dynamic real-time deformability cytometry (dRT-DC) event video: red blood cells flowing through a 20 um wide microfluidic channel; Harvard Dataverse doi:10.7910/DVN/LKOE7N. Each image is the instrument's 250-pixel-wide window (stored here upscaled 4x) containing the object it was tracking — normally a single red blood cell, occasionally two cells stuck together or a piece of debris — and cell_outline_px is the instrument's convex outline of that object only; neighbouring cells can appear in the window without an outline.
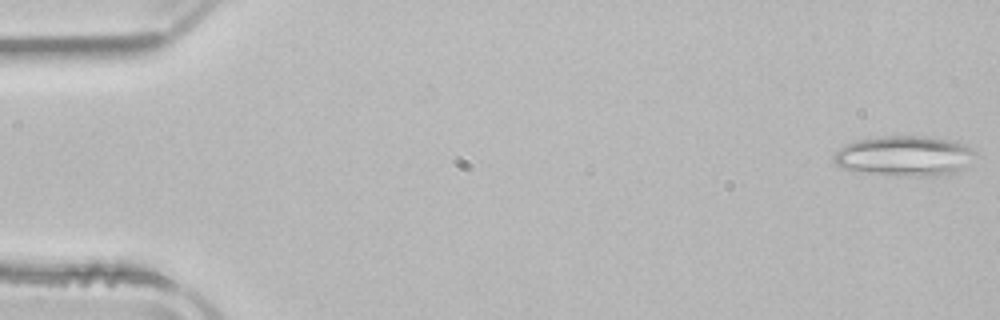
{"species": "common noctule bat (a hibernating species)", "species_latin": "Nyctalus noctula", "temperature_condition": "room temperature", "stored_images_in_passage": 51, "camera_frame_rate_fps": 3000, "um_per_image_px": 0.085, "animal": {"sex": "male", "body_mass_g": 21.5, "forearm_length_mm": 52.0}, "frame": {"image": 1, "passage_image": 1, "time_ms": 0.0, "image_size_px": [1000, 320], "cell_outline_px": [[976, 152], [968, 164], [960, 172], [936, 176], [916, 176], [856, 172], [844, 168], [836, 164], [832, 160], [832, 156], [844, 144], [856, 140], [884, 136], [928, 136], [956, 140], [972, 148]], "centroid_in_image_um": [76.9, 13.25], "position_along_channel_um": 8.1, "area_um2": 33.52}}
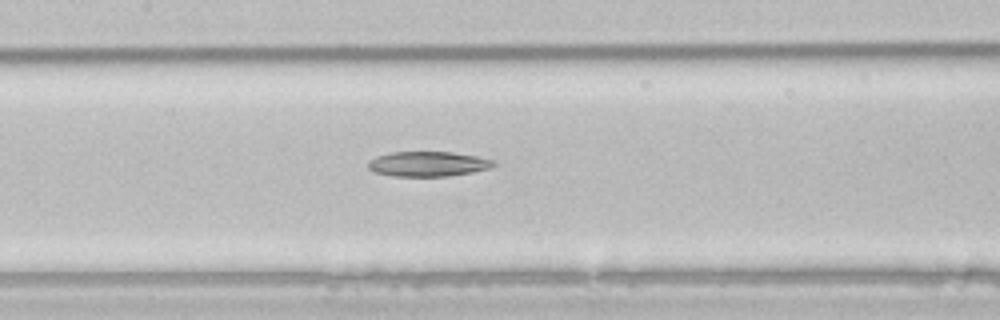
{"frame": {"image": 2, "passage_image": 24, "time_ms": 7.667, "image_size_px": [1000, 320], "cell_outline_px": [[496, 164], [488, 168], [472, 172], [444, 176], [392, 176], [372, 172], [368, 168], [368, 160], [376, 156], [392, 152], [452, 152], [476, 156], [496, 160]], "centroid_in_image_um": [36.34, 13.93], "position_along_channel_um": 171.1, "area_um2": 18.26}}
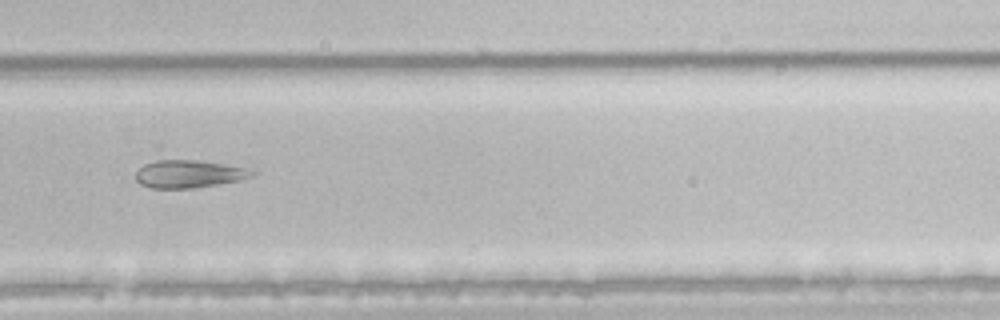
{"frame": {"image": 3, "passage_image": 35, "time_ms": 11.333, "image_size_px": [1000, 320], "cell_outline_px": [[256, 172], [252, 176], [244, 180], [196, 188], [152, 188], [140, 184], [136, 180], [136, 172], [144, 164], [156, 160], [200, 160], [252, 168]], "centroid_in_image_um": [16.13, 14.78], "position_along_channel_um": 313.7, "area_um2": 19.13}}